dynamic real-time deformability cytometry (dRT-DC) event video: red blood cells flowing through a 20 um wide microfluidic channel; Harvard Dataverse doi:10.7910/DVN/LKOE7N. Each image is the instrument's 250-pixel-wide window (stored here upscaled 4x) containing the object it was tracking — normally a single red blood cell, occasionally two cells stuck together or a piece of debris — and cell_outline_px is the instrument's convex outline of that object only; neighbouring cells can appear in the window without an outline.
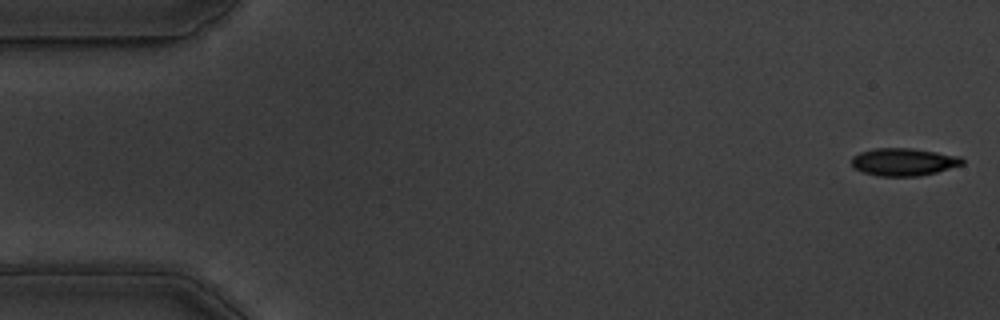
{"species": "common noctule bat (a hibernating species)", "species_latin": "Nyctalus noctula", "temperature_condition": "warm", "stored_images_in_passage": 55, "camera_frame_rate_fps": 3000, "um_per_image_px": 0.085, "animal": {"sex": "male", "body_mass_g": 19.5, "forearm_length_mm": 54.6}, "frame": {"image": 1, "passage_image": 1, "time_ms": 0.0, "image_size_px": [1000, 320], "cell_outline_px": [[964, 164], [936, 172], [920, 176], [880, 176], [864, 172], [856, 168], [852, 164], [852, 156], [860, 152], [876, 148], [912, 148], [960, 156], [964, 160]], "centroid_in_image_um": [76.83, 13.76], "position_along_channel_um": 8.2, "area_um2": 17.69}}
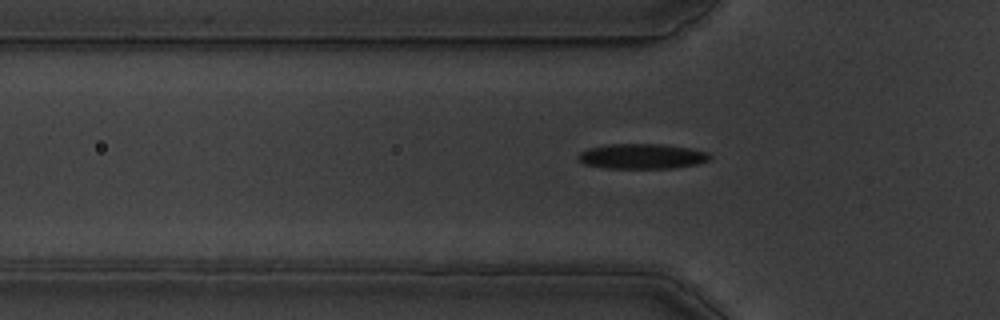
{"frame": {"image": 2, "passage_image": 17, "time_ms": 5.333, "image_size_px": [1000, 320], "cell_outline_px": [[712, 156], [708, 160], [700, 164], [672, 168], [604, 168], [584, 164], [576, 156], [580, 152], [588, 148], [608, 144], [664, 144], [692, 148], [708, 152]], "centroid_in_image_um": [54.59, 13.28], "position_along_channel_um": 71.2, "area_um2": 19.48}}
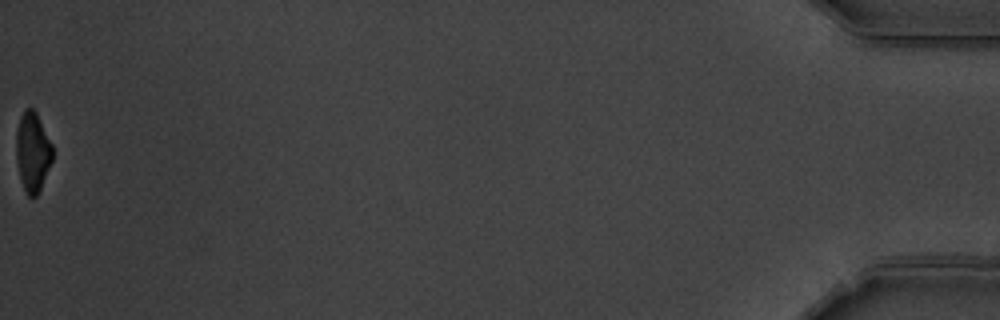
{"frame": {"image": 3, "passage_image": 55, "time_ms": 18.0, "image_size_px": [1000, 320], "cell_outline_px": [[52, 160], [40, 188], [36, 196], [28, 196], [24, 188], [20, 176], [16, 160], [16, 132], [20, 116], [24, 108], [32, 108], [36, 112], [52, 144]], "centroid_in_image_um": [2.76, 12.86], "position_along_channel_um": 432.4, "area_um2": 16.59}, "authors_computed_cell_mechanics": {"area_um2": 18.8428, "velocity_mm_per_s": 3.6622, "shape_relaxation_time_tau1_ms": 3.2574, "shape_relaxation_time_tau2_ms": 1.5846, "deformation_change_tau1": 0.1537, "deformation_change_tau2": 0.1003}}